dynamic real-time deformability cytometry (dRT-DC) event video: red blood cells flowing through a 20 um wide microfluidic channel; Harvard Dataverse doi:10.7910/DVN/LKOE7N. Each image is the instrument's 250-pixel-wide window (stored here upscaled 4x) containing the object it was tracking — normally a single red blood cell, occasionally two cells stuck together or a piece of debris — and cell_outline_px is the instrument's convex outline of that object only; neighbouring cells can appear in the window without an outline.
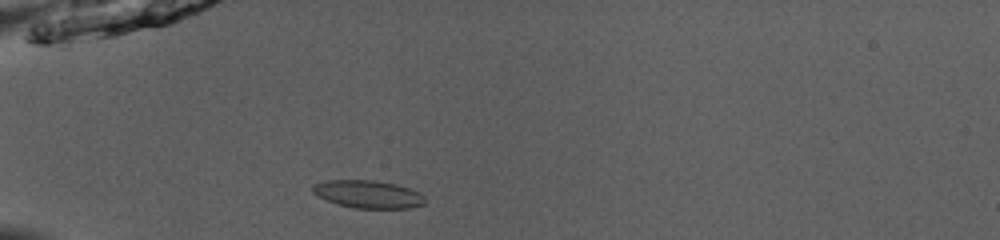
{"species": "common noctule bat (a hibernating species)", "species_latin": "Nyctalus noctula", "temperature_condition": "room temperature", "stored_images_in_passage": 38, "camera_frame_rate_fps": 3000, "um_per_image_px": 0.085, "animal": {"sex": "male", "body_mass_g": 13.0, "forearm_length_mm": 53.1}, "frame": {"image": 1, "passage_image": 3, "time_ms": 0.667, "image_size_px": [1000, 240], "cell_outline_px": [[424, 204], [408, 208], [356, 208], [336, 204], [312, 192], [312, 184], [328, 180], [376, 180], [396, 184], [420, 192], [424, 196]], "centroid_in_image_um": [31.29, 16.5], "position_along_channel_um": 53.7, "area_um2": 18.09}}
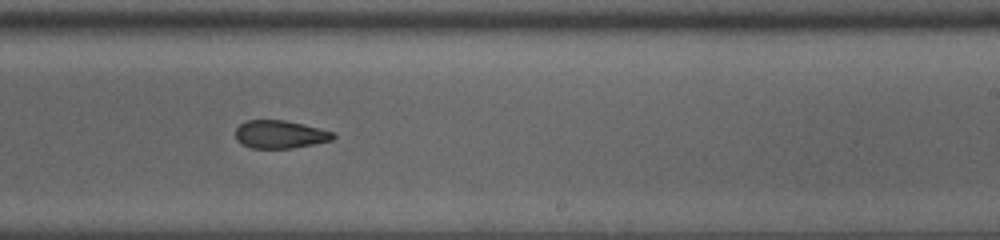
{"frame": {"image": 2, "passage_image": 20, "time_ms": 6.333, "image_size_px": [1000, 240], "cell_outline_px": [[336, 136], [332, 140], [292, 148], [252, 148], [240, 144], [236, 140], [236, 128], [240, 124], [248, 120], [284, 120], [332, 132]], "centroid_in_image_um": [23.74, 11.43], "position_along_channel_um": 265.3, "area_um2": 15.66}}
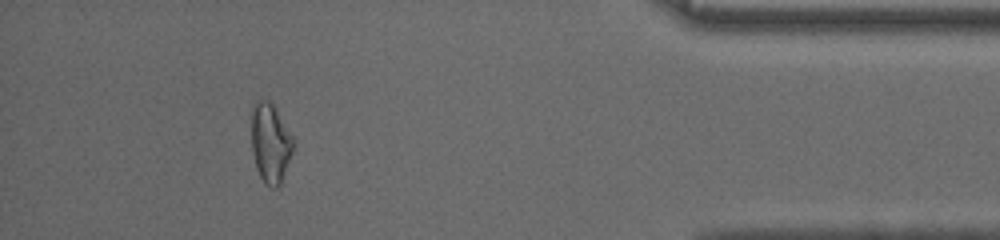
{"frame": {"image": 3, "passage_image": 34, "time_ms": 11.0, "image_size_px": [1000, 240], "cell_outline_px": [[296, 140], [292, 152], [280, 184], [276, 188], [272, 188], [264, 184], [256, 168], [252, 152], [252, 104], [256, 100], [272, 100]], "centroid_in_image_um": [23.0, 12.11], "position_along_channel_um": 412.2, "area_um2": 19.83}, "authors_computed_cell_mechanics": {"area_um2": 17.6001, "velocity_mm_per_s": 3.9878, "shape_relaxation_time_tau1_ms": 4.8397, "shape_relaxation_time_tau2_ms": 3.0136, "deformation_change_tau1": 0.1223, "deformation_change_tau2": 0.0826}}